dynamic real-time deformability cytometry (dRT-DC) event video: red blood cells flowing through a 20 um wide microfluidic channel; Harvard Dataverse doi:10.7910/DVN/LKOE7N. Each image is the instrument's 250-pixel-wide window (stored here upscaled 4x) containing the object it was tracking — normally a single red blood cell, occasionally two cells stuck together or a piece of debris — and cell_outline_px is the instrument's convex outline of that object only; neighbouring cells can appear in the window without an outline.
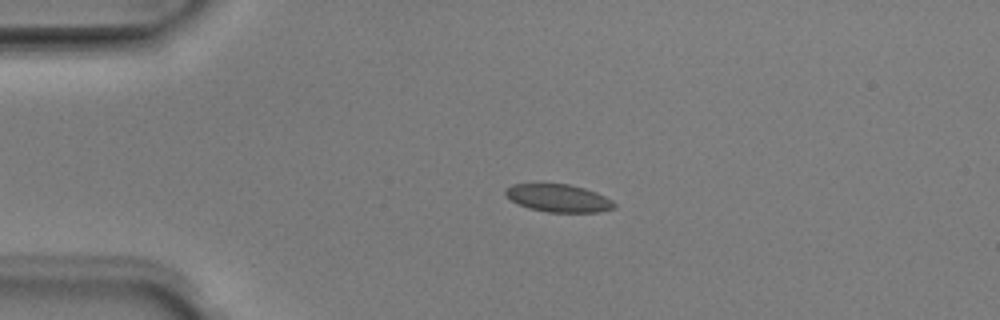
{"species": "Egyptian fruit bat (a non-hibernating species)", "species_latin": "Rousettus aegyptiacus", "temperature_condition": "room temperature", "stored_images_in_passage": 26, "camera_frame_rate_fps": 3000, "um_per_image_px": 0.085, "animal": {"sex": "male"}, "frame": {"image": 1, "passage_image": 1, "time_ms": 0.0, "image_size_px": [1000, 320], "cell_outline_px": [[616, 208], [600, 212], [548, 212], [528, 208], [512, 200], [504, 192], [504, 188], [512, 184], [568, 184], [584, 188], [596, 192], [612, 200], [616, 204]], "centroid_in_image_um": [47.49, 16.84], "position_along_channel_um": 37.5, "area_um2": 17.51}}
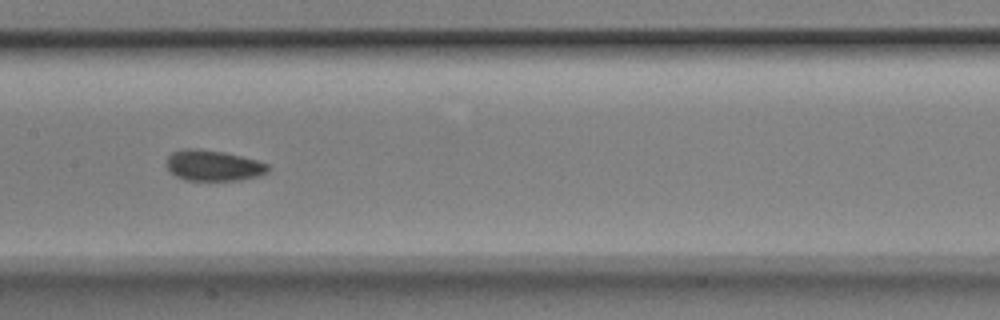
{"frame": {"image": 2, "passage_image": 15, "time_ms": 4.667, "image_size_px": [1000, 320], "cell_outline_px": [[272, 168], [268, 172], [260, 176], [240, 180], [184, 180], [176, 176], [168, 168], [168, 156], [172, 152], [184, 148], [196, 148], [224, 152], [256, 160], [268, 164]], "centroid_in_image_um": [18.17, 14.07], "position_along_channel_um": 189.2, "area_um2": 18.21}}
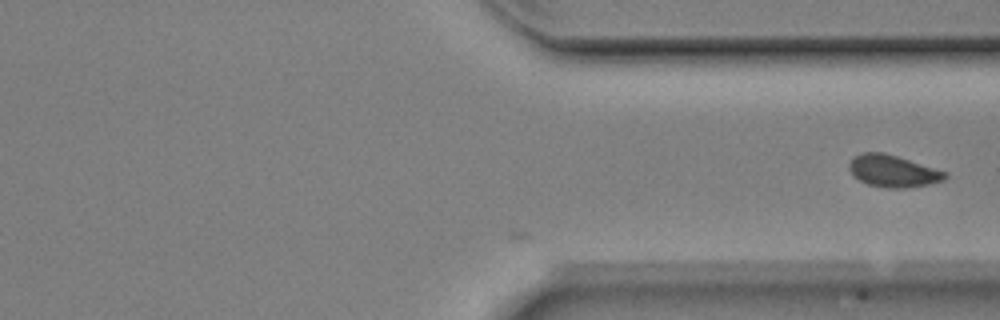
{"frame": {"image": 3, "passage_image": 26, "time_ms": 8.333, "image_size_px": [1000, 320], "cell_outline_px": [[948, 176], [944, 180], [932, 184], [908, 188], [888, 188], [868, 184], [852, 176], [848, 168], [848, 164], [860, 152], [884, 152], [948, 172]], "centroid_in_image_um": [75.92, 14.55], "position_along_channel_um": 335.5, "area_um2": 18.03}}